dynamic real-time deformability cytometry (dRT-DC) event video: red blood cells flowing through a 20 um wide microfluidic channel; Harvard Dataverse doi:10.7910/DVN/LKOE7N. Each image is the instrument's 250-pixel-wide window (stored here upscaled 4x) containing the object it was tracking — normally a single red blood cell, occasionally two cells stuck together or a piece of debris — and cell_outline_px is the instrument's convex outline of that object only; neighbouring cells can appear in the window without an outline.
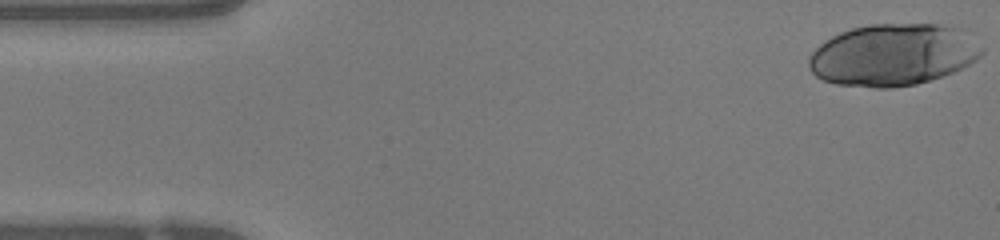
{"species": "human", "species_latin": "Homo sapiens", "temperature_condition": "warm", "stored_images_in_passage": 48, "camera_frame_rate_fps": 3000, "um_per_image_px": 0.085, "donor": {"sex": "female"}, "frame": {"image": 1, "passage_image": 1, "time_ms": 0.0, "image_size_px": [1000, 240], "cell_outline_px": [[984, 52], [976, 60], [952, 72], [916, 84], [892, 88], [872, 88], [836, 84], [824, 80], [816, 76], [812, 72], [808, 64], [808, 56], [824, 40], [840, 32], [852, 28], [872, 24], [944, 24], [964, 28], [984, 48]], "centroid_in_image_um": [75.93, 4.64], "position_along_channel_um": 9.1, "area_um2": 62.89}}
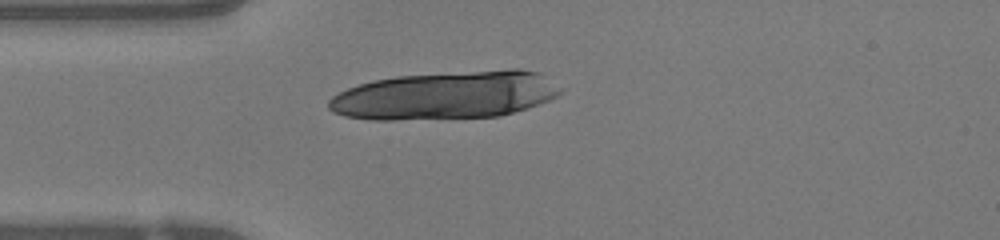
{"frame": {"image": 2, "passage_image": 12, "time_ms": 3.667, "image_size_px": [1000, 240], "cell_outline_px": [[564, 92], [548, 100], [528, 108], [500, 116], [392, 120], [372, 120], [344, 116], [332, 112], [328, 108], [328, 100], [332, 96], [348, 88], [372, 80], [396, 76], [512, 68], [520, 68], [540, 72], [564, 88]], "centroid_in_image_um": [37.91, 8.09], "position_along_channel_um": 47.1, "area_um2": 65.31}}